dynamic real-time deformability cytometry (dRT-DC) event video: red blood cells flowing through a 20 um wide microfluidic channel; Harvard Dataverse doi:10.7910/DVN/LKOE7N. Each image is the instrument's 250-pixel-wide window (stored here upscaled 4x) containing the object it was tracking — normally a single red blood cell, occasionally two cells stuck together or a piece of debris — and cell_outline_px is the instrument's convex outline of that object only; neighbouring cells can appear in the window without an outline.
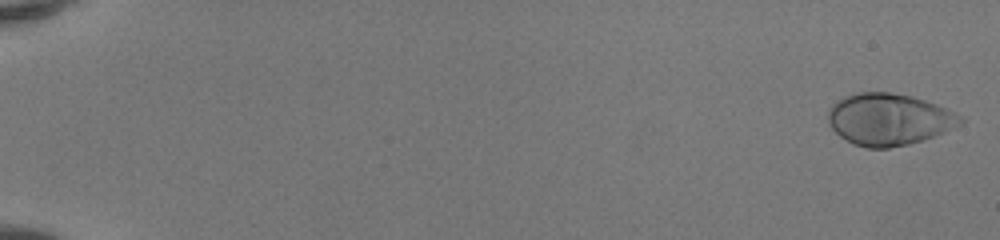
{"species": "human", "species_latin": "Homo sapiens", "temperature_condition": "room temperature", "stored_images_in_passage": 51, "camera_frame_rate_fps": 3000, "um_per_image_px": 0.085, "donor": {"sex": "female"}, "frame": {"image": 1, "passage_image": 1, "time_ms": 0.0, "image_size_px": [1000, 240], "cell_outline_px": [[964, 120], [960, 124], [944, 132], [908, 144], [888, 148], [868, 148], [852, 144], [840, 136], [828, 124], [828, 108], [836, 100], [844, 96], [860, 92], [888, 92], [908, 96], [924, 100], [948, 108], [964, 116]], "centroid_in_image_um": [75.53, 10.14], "position_along_channel_um": 9.5, "area_um2": 39.94}}
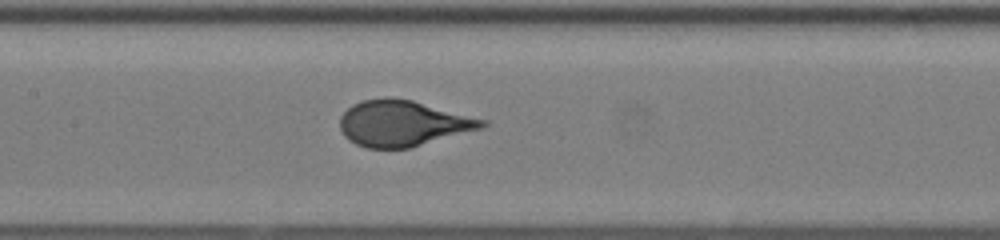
{"frame": {"image": 2, "passage_image": 27, "time_ms": 8.667, "image_size_px": [1000, 240], "cell_outline_px": [[488, 124], [484, 128], [408, 148], [368, 148], [356, 144], [348, 140], [344, 136], [340, 128], [340, 116], [352, 104], [360, 100], [384, 96], [388, 96], [412, 100], [488, 120]], "centroid_in_image_um": [34.23, 10.46], "position_along_channel_um": 173.2, "area_um2": 38.26}}
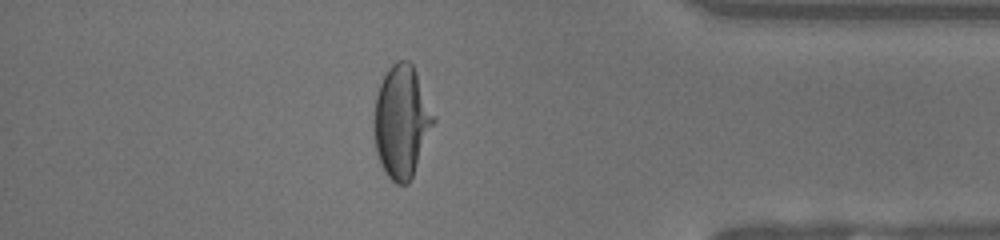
{"frame": {"image": 3, "passage_image": 45, "time_ms": 14.667, "image_size_px": [1000, 240], "cell_outline_px": [[436, 120], [412, 176], [408, 184], [396, 184], [388, 176], [380, 164], [376, 152], [372, 128], [372, 120], [376, 96], [380, 84], [388, 68], [396, 60], [408, 60], [412, 64], [416, 72]], "centroid_in_image_um": [34.1, 10.33], "position_along_channel_um": 401.1, "area_um2": 39.02}}